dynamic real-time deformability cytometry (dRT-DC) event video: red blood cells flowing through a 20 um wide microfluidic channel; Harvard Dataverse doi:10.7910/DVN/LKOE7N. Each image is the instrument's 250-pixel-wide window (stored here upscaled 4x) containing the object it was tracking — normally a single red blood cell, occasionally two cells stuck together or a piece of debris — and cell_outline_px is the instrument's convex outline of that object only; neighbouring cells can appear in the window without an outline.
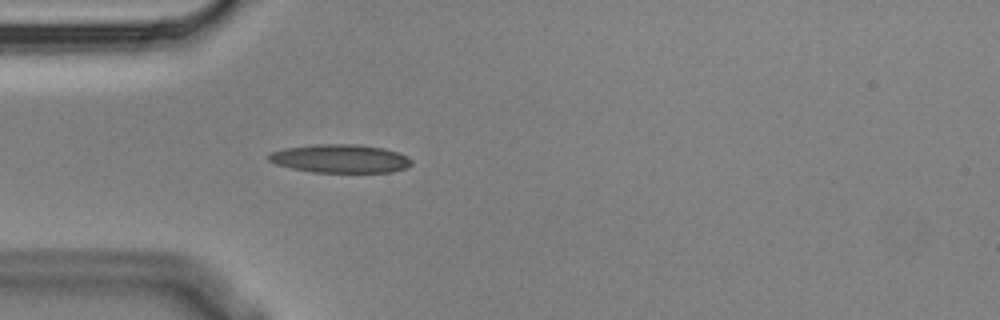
{"species": "Egyptian fruit bat (a non-hibernating species)", "species_latin": "Rousettus aegyptiacus", "temperature_condition": "cold", "stored_images_in_passage": 3, "camera_frame_rate_fps": 3000, "um_per_image_px": 0.085, "animal": {"sex": "male"}, "frame": {"image": 1, "passage_image": 3, "time_ms": 0.667, "image_size_px": [1000, 320], "cell_outline_px": [[412, 164], [404, 168], [392, 172], [312, 172], [292, 168], [276, 164], [268, 160], [264, 156], [272, 152], [284, 148], [312, 144], [356, 144], [384, 148], [408, 156], [412, 160]], "centroid_in_image_um": [28.89, 13.47], "position_along_channel_um": 56.1, "area_um2": 23.76}}